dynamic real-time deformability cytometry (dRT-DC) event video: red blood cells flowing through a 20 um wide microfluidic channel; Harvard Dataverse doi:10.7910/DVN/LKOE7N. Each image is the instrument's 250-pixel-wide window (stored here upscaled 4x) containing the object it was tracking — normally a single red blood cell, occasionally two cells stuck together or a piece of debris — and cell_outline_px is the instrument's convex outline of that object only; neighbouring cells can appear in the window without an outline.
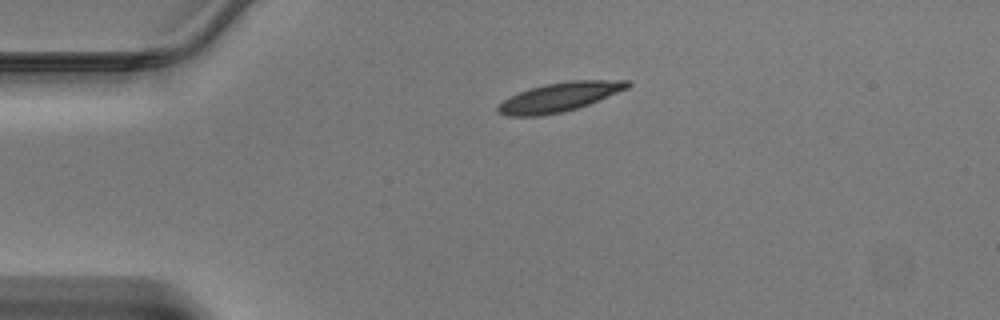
{"species": "Egyptian fruit bat (a non-hibernating species)", "species_latin": "Rousettus aegyptiacus", "temperature_condition": "warm", "stored_images_in_passage": 37, "camera_frame_rate_fps": 3000, "um_per_image_px": 0.085, "animal": {"sex": "male"}, "frame": {"image": 1, "passage_image": 1, "time_ms": 0.0, "image_size_px": [1000, 320], "cell_outline_px": [[632, 84], [628, 88], [588, 104], [564, 112], [540, 116], [508, 116], [500, 112], [496, 108], [504, 100], [520, 92], [544, 84], [568, 80], [628, 80]], "centroid_in_image_um": [47.58, 8.24], "position_along_channel_um": 37.4, "area_um2": 21.68}}
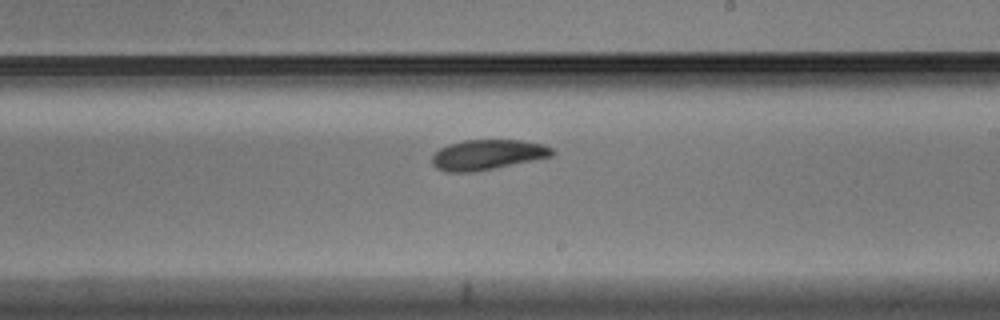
{"frame": {"image": 2, "passage_image": 18, "time_ms": 5.667, "image_size_px": [1000, 320], "cell_outline_px": [[556, 152], [552, 156], [472, 172], [444, 172], [436, 168], [432, 164], [432, 156], [440, 148], [448, 144], [464, 140], [520, 140], [544, 144], [552, 148]], "centroid_in_image_um": [41.41, 13.14], "position_along_channel_um": 247.6, "area_um2": 20.98}}
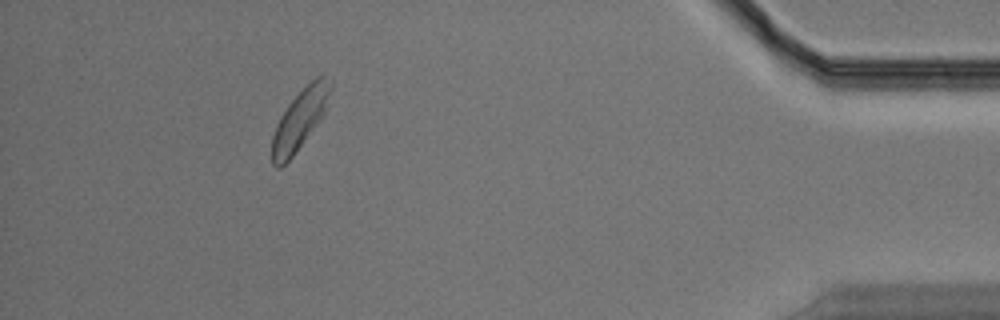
{"frame": {"image": 3, "passage_image": 33, "time_ms": 10.667, "image_size_px": [1000, 320], "cell_outline_px": [[332, 88], [324, 112], [316, 124], [292, 156], [280, 168], [276, 168], [272, 164], [272, 136], [276, 124], [280, 116], [288, 104], [316, 76], [324, 72], [332, 80]], "centroid_in_image_um": [25.49, 10.1], "position_along_channel_um": 409.7, "area_um2": 20.11}}